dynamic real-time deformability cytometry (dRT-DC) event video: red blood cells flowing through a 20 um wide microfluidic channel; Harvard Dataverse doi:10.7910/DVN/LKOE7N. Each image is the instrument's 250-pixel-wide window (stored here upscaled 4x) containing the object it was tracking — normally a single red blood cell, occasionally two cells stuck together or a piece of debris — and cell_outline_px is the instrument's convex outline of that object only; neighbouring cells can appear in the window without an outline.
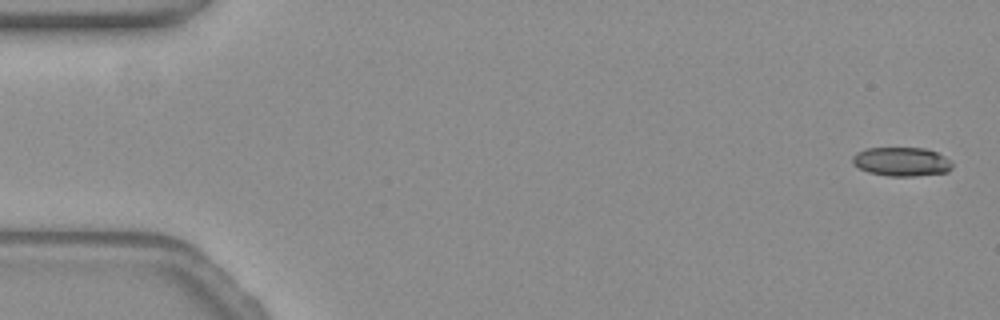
{"species": "common noctule bat (a hibernating species)", "species_latin": "Nyctalus noctula", "temperature_condition": "warm", "stored_images_in_passage": 15, "camera_frame_rate_fps": 3000, "um_per_image_px": 0.085, "animal": {"sex": "female", "body_mass_g": 19.3, "forearm_length_mm": 54.1}, "frame": {"image": 1, "passage_image": 1, "time_ms": 0.0, "image_size_px": [1000, 320], "cell_outline_px": [[952, 168], [948, 172], [916, 176], [888, 176], [868, 172], [852, 164], [852, 156], [856, 152], [864, 148], [924, 148], [936, 152], [944, 156], [952, 164]], "centroid_in_image_um": [76.6, 13.74], "position_along_channel_um": 8.4, "area_um2": 16.88}}
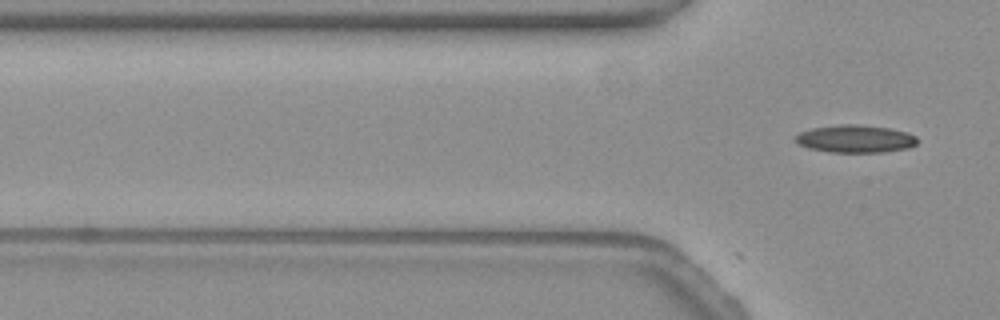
{"frame": {"image": 2, "passage_image": 15, "time_ms": 4.667, "image_size_px": [1000, 320], "cell_outline_px": [[916, 144], [908, 148], [884, 152], [828, 152], [808, 148], [800, 144], [796, 140], [796, 136], [800, 132], [812, 128], [844, 124], [856, 124], [888, 128], [904, 132], [916, 136]], "centroid_in_image_um": [72.7, 11.8], "position_along_channel_um": 53.1, "area_um2": 19.36}}